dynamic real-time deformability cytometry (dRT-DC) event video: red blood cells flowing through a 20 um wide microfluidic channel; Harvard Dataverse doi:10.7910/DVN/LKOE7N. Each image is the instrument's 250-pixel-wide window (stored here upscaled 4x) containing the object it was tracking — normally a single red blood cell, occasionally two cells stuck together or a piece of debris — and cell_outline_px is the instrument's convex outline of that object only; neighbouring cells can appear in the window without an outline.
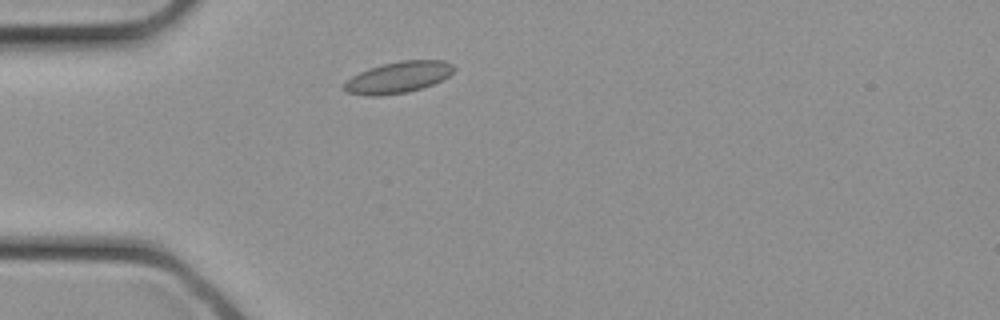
{"species": "common noctule bat (a hibernating species)", "species_latin": "Nyctalus noctula", "temperature_condition": "cold", "stored_images_in_passage": 28, "camera_frame_rate_fps": 3000, "um_per_image_px": 0.085, "animal": {"sex": "female", "body_mass_g": 21.9}, "frame": {"image": 1, "passage_image": 4, "time_ms": 1.0, "image_size_px": [1000, 320], "cell_outline_px": [[456, 68], [448, 76], [432, 84], [408, 92], [380, 96], [368, 96], [344, 92], [340, 88], [352, 76], [368, 68], [400, 60], [444, 60], [452, 64]], "centroid_in_image_um": [33.81, 6.58], "position_along_channel_um": 51.2, "area_um2": 20.11}}
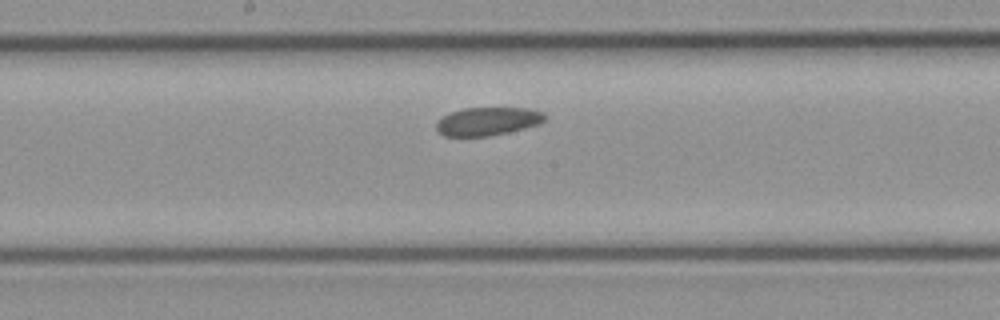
{"frame": {"image": 2, "passage_image": 12, "time_ms": 3.667, "image_size_px": [1000, 320], "cell_outline_px": [[544, 120], [536, 124], [508, 132], [488, 136], [444, 136], [436, 132], [436, 120], [452, 112], [464, 108], [528, 108], [540, 112], [544, 116]], "centroid_in_image_um": [41.36, 10.32], "position_along_channel_um": 206.8, "area_um2": 17.57}}
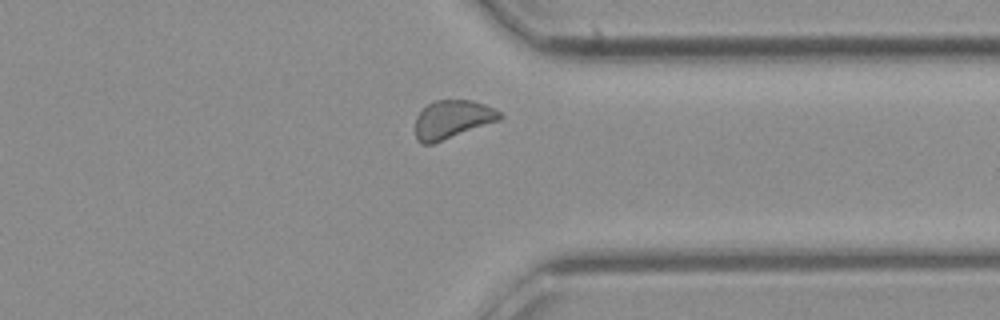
{"frame": {"image": 3, "passage_image": 20, "time_ms": 6.333, "image_size_px": [1000, 320], "cell_outline_px": [[504, 116], [500, 120], [432, 144], [420, 144], [416, 140], [416, 116], [428, 104], [436, 100], [472, 100], [484, 104], [500, 112]], "centroid_in_image_um": [38.44, 10.15], "position_along_channel_um": 373.0, "area_um2": 18.79}}